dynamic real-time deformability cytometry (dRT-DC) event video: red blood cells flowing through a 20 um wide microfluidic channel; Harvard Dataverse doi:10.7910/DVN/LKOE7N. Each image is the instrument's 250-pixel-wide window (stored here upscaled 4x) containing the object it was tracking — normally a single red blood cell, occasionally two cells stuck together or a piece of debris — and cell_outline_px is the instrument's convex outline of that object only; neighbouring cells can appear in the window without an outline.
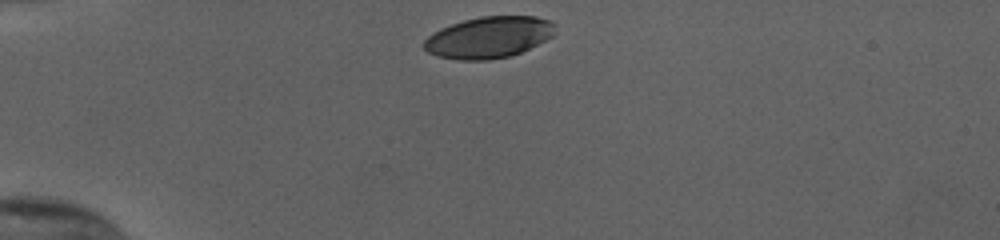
{"species": "human", "species_latin": "Homo sapiens", "temperature_condition": "cold", "stored_images_in_passage": 32, "camera_frame_rate_fps": 3000, "um_per_image_px": 0.085, "donor": {"sex": "female"}, "frame": {"image": 1, "passage_image": 1, "time_ms": 0.0, "image_size_px": [1000, 240], "cell_outline_px": [[556, 32], [552, 36], [512, 56], [488, 60], [460, 60], [436, 56], [428, 52], [424, 48], [424, 40], [428, 36], [440, 28], [464, 20], [480, 16], [536, 16], [552, 20], [556, 24]], "centroid_in_image_um": [41.56, 3.16], "position_along_channel_um": 43.4, "area_um2": 31.79}}
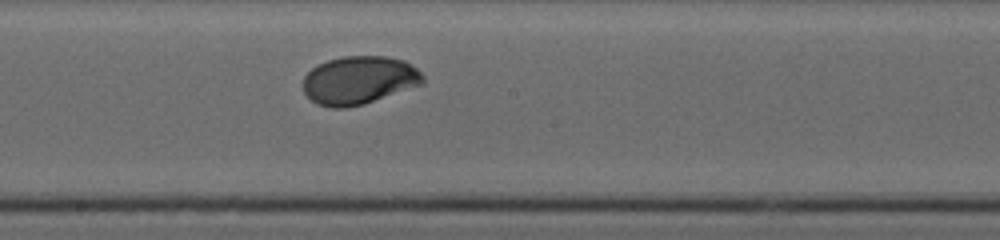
{"frame": {"image": 2, "passage_image": 18, "time_ms": 5.667, "image_size_px": [1000, 240], "cell_outline_px": [[424, 84], [364, 104], [344, 108], [332, 108], [316, 104], [304, 92], [304, 76], [312, 68], [328, 60], [344, 56], [384, 56], [404, 60], [416, 68], [424, 76]], "centroid_in_image_um": [30.54, 6.82], "position_along_channel_um": 217.7, "area_um2": 33.64}}
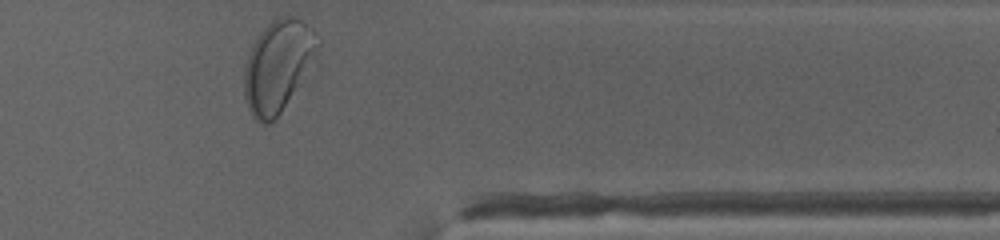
{"frame": {"image": 3, "passage_image": 32, "time_ms": 10.333, "image_size_px": [1000, 240], "cell_outline_px": [[320, 48], [316, 56], [280, 112], [272, 124], [264, 124], [256, 120], [252, 116], [248, 108], [244, 96], [244, 64], [260, 32], [276, 16], [292, 16], [300, 20], [312, 28], [320, 40]], "centroid_in_image_um": [23.61, 5.59], "position_along_channel_um": 387.8, "area_um2": 38.73}, "authors_computed_cell_mechanics": {"area_um2": 33.4662, "velocity_mm_per_s": 3.7974, "shape_relaxation_time_tau1_ms": 1.7756, "shape_relaxation_time_tau2_ms": null, "deformation_change_tau1": 0.1377, "deformation_change_tau2": null}}